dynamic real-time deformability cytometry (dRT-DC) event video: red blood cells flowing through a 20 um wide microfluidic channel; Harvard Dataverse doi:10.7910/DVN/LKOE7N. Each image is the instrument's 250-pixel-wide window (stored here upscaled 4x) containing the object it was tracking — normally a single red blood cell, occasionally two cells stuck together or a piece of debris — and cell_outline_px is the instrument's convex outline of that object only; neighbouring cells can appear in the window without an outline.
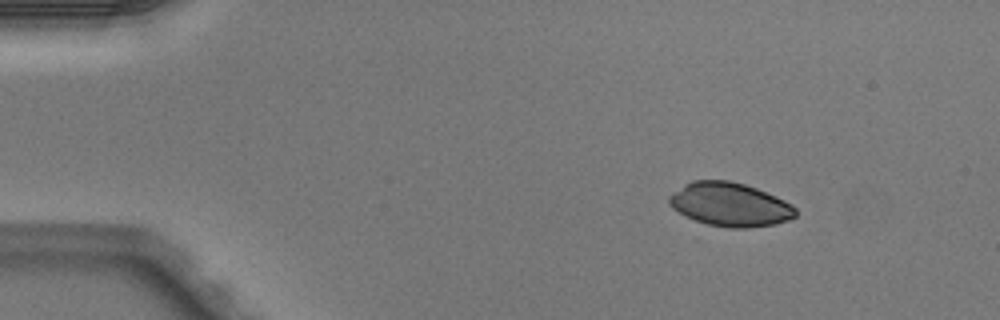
{"species": "Egyptian fruit bat (a non-hibernating species)", "species_latin": "Rousettus aegyptiacus", "temperature_condition": "warm", "stored_images_in_passage": 3, "camera_frame_rate_fps": 3000, "um_per_image_px": 0.085, "animal": {"sex": "male"}, "frame": {"image": 1, "passage_image": 1, "time_ms": 0.0, "image_size_px": [1000, 320], "cell_outline_px": [[796, 216], [788, 220], [776, 224], [748, 228], [728, 228], [708, 224], [684, 216], [672, 208], [668, 204], [668, 196], [684, 184], [692, 180], [728, 180], [744, 184], [756, 188], [776, 196], [792, 204], [796, 208]], "centroid_in_image_um": [62.03, 17.38], "position_along_channel_um": 23.0, "area_um2": 32.37}}